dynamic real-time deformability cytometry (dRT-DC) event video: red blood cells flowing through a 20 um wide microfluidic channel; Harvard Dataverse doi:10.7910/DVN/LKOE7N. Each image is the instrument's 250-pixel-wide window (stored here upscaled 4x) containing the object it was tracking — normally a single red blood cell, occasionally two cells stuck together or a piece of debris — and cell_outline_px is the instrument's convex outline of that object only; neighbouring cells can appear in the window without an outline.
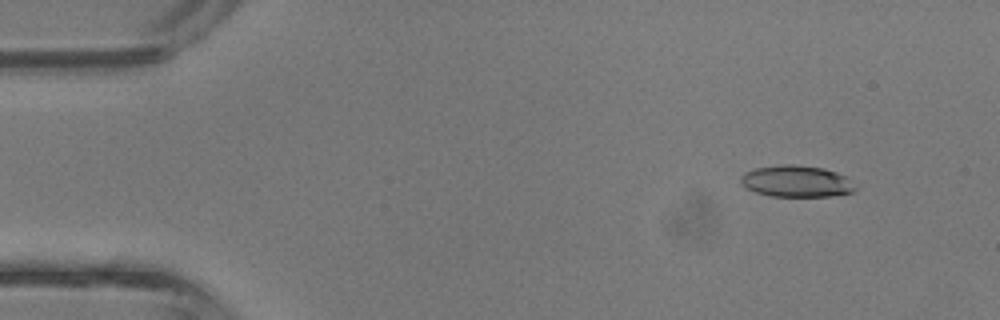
{"species": "common noctule bat (a hibernating species)", "species_latin": "Nyctalus noctula", "temperature_condition": "room temperature", "stored_images_in_passage": 42, "camera_frame_rate_fps": 3000, "um_per_image_px": 0.085, "animal": {"sex": "male", "body_mass_g": 13.3}, "frame": {"image": 1, "passage_image": 4, "time_ms": 1.0, "image_size_px": [1000, 320], "cell_outline_px": [[856, 188], [852, 192], [832, 196], [768, 196], [756, 192], [748, 188], [740, 180], [740, 176], [744, 172], [756, 168], [780, 164], [792, 164], [824, 168], [836, 172], [844, 176]], "centroid_in_image_um": [67.67, 15.4], "position_along_channel_um": 17.3, "area_um2": 20.87}}
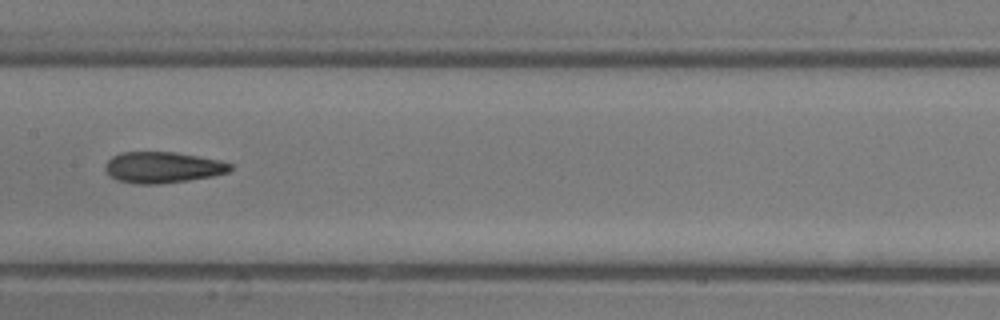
{"frame": {"image": 2, "passage_image": 21, "time_ms": 6.667, "image_size_px": [1000, 320], "cell_outline_px": [[232, 168], [228, 172], [212, 176], [188, 180], [160, 184], [136, 184], [116, 180], [104, 168], [104, 164], [112, 156], [120, 152], [176, 152], [200, 156], [220, 160], [232, 164]], "centroid_in_image_um": [13.82, 14.22], "position_along_channel_um": 193.6, "area_um2": 22.77}}
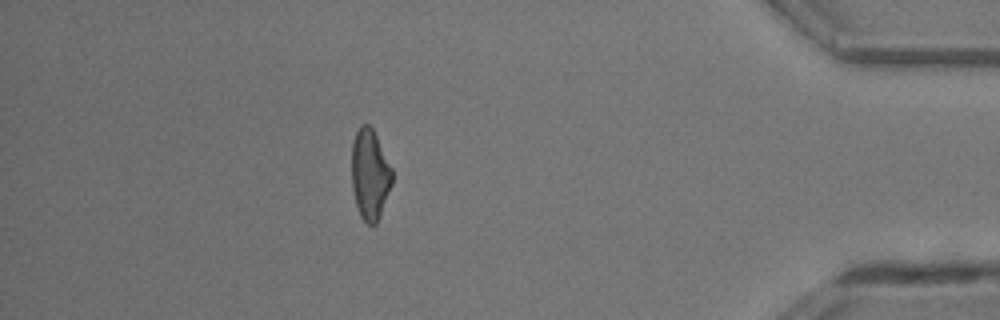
{"frame": {"image": 3, "passage_image": 37, "time_ms": 12.0, "image_size_px": [1000, 320], "cell_outline_px": [[392, 184], [380, 216], [376, 224], [368, 224], [360, 216], [356, 204], [352, 188], [352, 144], [356, 132], [360, 124], [368, 124], [372, 128], [392, 168]], "centroid_in_image_um": [31.44, 14.83], "position_along_channel_um": 403.8, "area_um2": 21.21}, "authors_computed_cell_mechanics": {"area_um2": 22.4842, "velocity_mm_per_s": 4.8493, "shape_relaxation_time_tau1_ms": 6.8688, "shape_relaxation_time_tau2_ms": 3.1226, "deformation_change_tau1": 0.2148, "deformation_change_tau2": 0.1299}}